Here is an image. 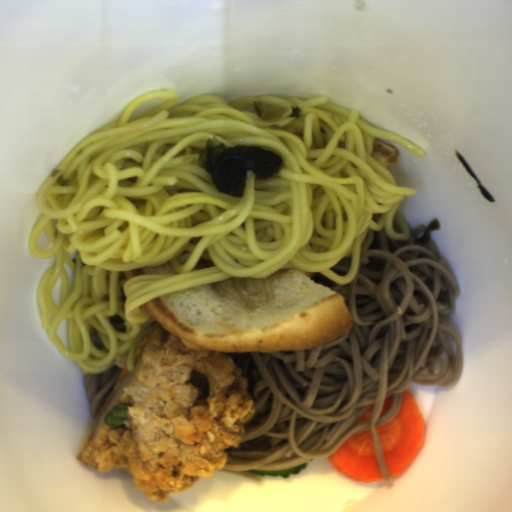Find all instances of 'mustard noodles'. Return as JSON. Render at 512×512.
Wrapping results in <instances>:
<instances>
[{"mask_svg":"<svg viewBox=\"0 0 512 512\" xmlns=\"http://www.w3.org/2000/svg\"><path fill=\"white\" fill-rule=\"evenodd\" d=\"M425 226L410 228L404 241L390 239L384 227L373 231L350 284L314 271V283L343 296L353 322L346 334L308 350L226 352L248 378L255 411L239 446L224 449L228 458L219 470L258 481L265 475L249 471L328 459L370 430L382 480H391L376 426L398 414L412 382L451 386L464 370L463 341L440 316L454 314L461 288L431 233L427 243L415 241ZM373 403L370 420L351 427Z\"/></svg>","mask_w":512,"mask_h":512,"instance_id":"0af2e427","label":"mustard noodles"},{"mask_svg":"<svg viewBox=\"0 0 512 512\" xmlns=\"http://www.w3.org/2000/svg\"><path fill=\"white\" fill-rule=\"evenodd\" d=\"M127 354L119 360L110 370L102 373H88L82 376L83 389L85 391L89 404L92 419L104 404L107 395L116 385V381L121 372L127 369Z\"/></svg>","mask_w":512,"mask_h":512,"instance_id":"7f7daa86","label":"mustard noodles"}]
</instances>
